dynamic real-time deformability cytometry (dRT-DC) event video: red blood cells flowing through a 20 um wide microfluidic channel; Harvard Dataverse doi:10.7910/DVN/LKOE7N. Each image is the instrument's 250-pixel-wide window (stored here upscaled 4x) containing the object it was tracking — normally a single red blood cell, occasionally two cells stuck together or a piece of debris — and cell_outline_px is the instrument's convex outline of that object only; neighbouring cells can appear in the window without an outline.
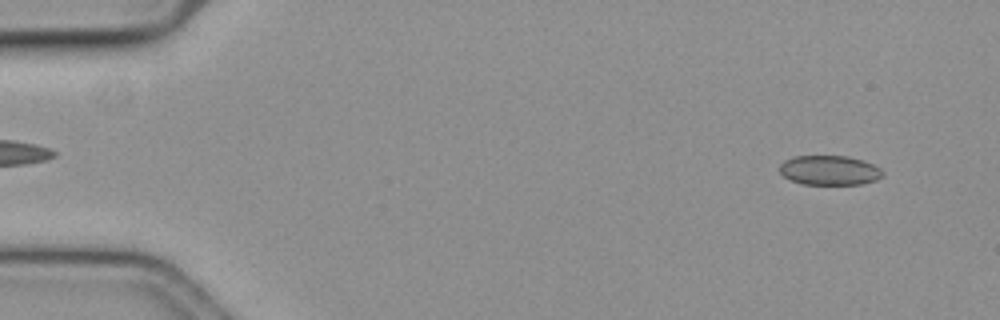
{"species": "common noctule bat (a hibernating species)", "species_latin": "Nyctalus noctula", "temperature_condition": "cold", "stored_images_in_passage": 57, "camera_frame_rate_fps": 3000, "um_per_image_px": 0.085, "animal": {"sex": "female", "body_mass_g": 19.3, "forearm_length_mm": 54.1}, "frame": {"image": 1, "passage_image": 4, "time_ms": 1.0, "image_size_px": [1000, 320], "cell_outline_px": [[884, 176], [876, 180], [860, 184], [804, 184], [792, 180], [784, 176], [780, 172], [780, 164], [784, 160], [792, 156], [848, 156], [864, 160], [880, 168], [884, 172]], "centroid_in_image_um": [70.53, 14.46], "position_along_channel_um": 14.5, "area_um2": 17.8}}
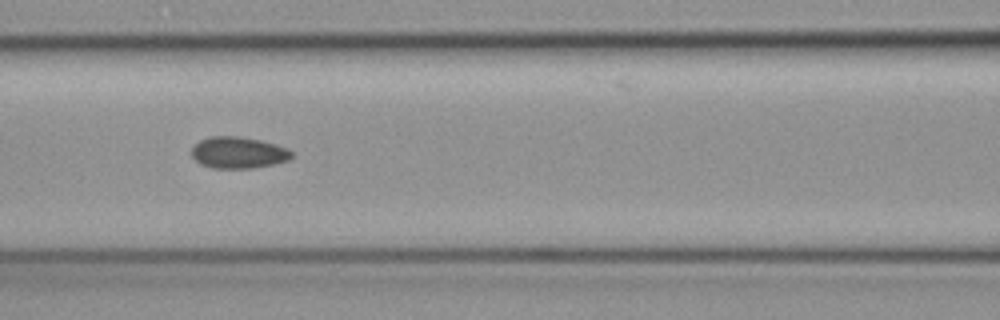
{"frame": {"image": 2, "passage_image": 25, "time_ms": 8.0, "image_size_px": [1000, 320], "cell_outline_px": [[292, 156], [288, 160], [272, 164], [252, 168], [212, 168], [200, 164], [192, 156], [192, 148], [200, 140], [208, 136], [240, 136], [260, 140], [276, 144], [292, 152]], "centroid_in_image_um": [20.22, 12.96], "position_along_channel_um": 146.4, "area_um2": 18.26}}
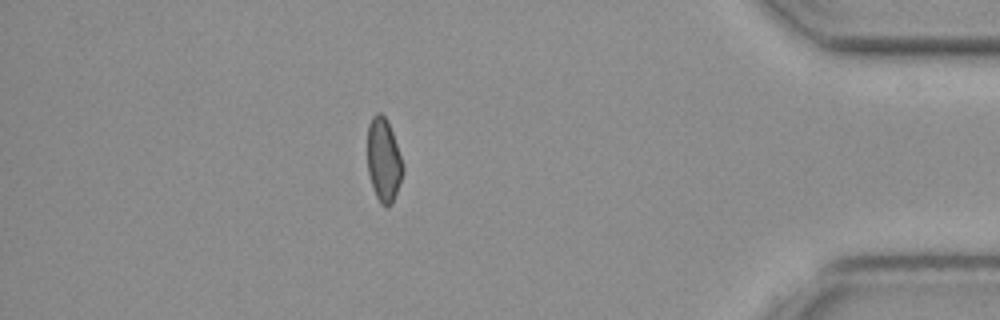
{"frame": {"image": 3, "passage_image": 50, "time_ms": 16.333, "image_size_px": [1000, 320], "cell_outline_px": [[404, 172], [392, 204], [388, 208], [380, 204], [376, 196], [368, 172], [368, 124], [372, 116], [376, 112], [380, 112], [388, 120], [404, 164]], "centroid_in_image_um": [32.62, 13.6], "position_along_channel_um": 402.6, "area_um2": 17.46}, "authors_computed_cell_mechanics": {"area_um2": 18.2648, "velocity_mm_per_s": 3.6048, "shape_relaxation_time_tau1_ms": null, "shape_relaxation_time_tau2_ms": 2.9106, "deformation_change_tau1": null, "deformation_change_tau2": 0.0641}}